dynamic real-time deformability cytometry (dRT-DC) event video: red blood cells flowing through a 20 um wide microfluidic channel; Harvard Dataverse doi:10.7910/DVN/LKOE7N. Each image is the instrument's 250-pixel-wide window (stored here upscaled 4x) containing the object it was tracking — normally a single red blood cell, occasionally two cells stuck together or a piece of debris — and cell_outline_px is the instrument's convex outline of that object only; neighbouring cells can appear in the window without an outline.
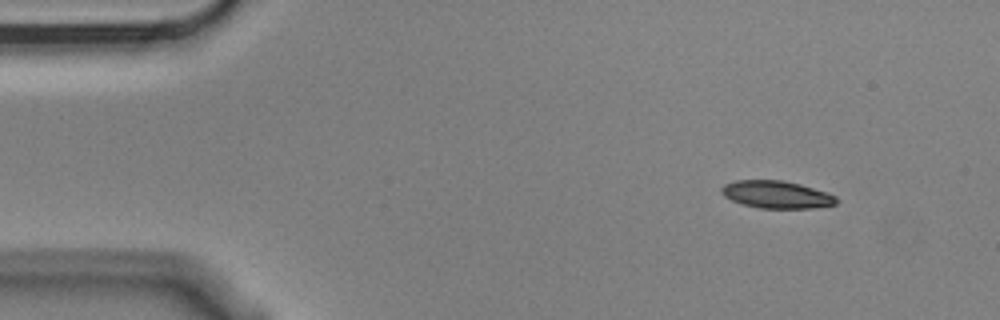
{"species": "Egyptian fruit bat (a non-hibernating species)", "species_latin": "Rousettus aegyptiacus", "temperature_condition": "cold", "stored_images_in_passage": 6, "camera_frame_rate_fps": 3000, "um_per_image_px": 0.085, "animal": {"sex": "male"}, "frame": {"image": 1, "passage_image": 1, "time_ms": 0.0, "image_size_px": [1000, 320], "cell_outline_px": [[840, 200], [836, 204], [812, 208], [760, 208], [744, 204], [732, 200], [724, 196], [720, 192], [720, 188], [724, 184], [736, 180], [784, 180], [800, 184], [828, 192], [836, 196]], "centroid_in_image_um": [66.03, 16.53], "position_along_channel_um": 19.0, "area_um2": 18.5}}
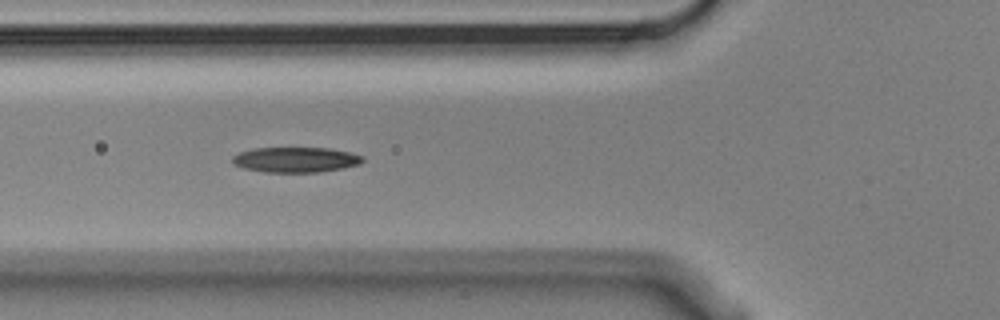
{"frame": {"image": 2, "passage_image": 5, "time_ms": 1.333, "image_size_px": [1000, 320], "cell_outline_px": [[364, 160], [360, 164], [344, 168], [320, 172], [264, 172], [244, 168], [232, 164], [232, 156], [240, 152], [256, 148], [328, 148], [348, 152], [364, 156]], "centroid_in_image_um": [25.13, 13.58], "position_along_channel_um": 100.7, "area_um2": 19.19}}
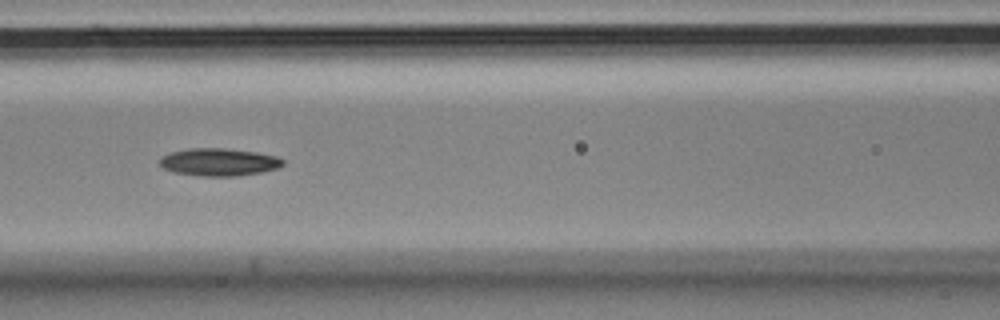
{"frame": {"image": 3, "passage_image": 6, "time_ms": 1.667, "image_size_px": [1000, 320], "cell_outline_px": [[284, 164], [276, 168], [260, 172], [236, 176], [200, 176], [172, 172], [164, 168], [160, 164], [160, 160], [164, 156], [172, 152], [188, 148], [224, 148], [256, 152], [272, 156], [284, 160]], "centroid_in_image_um": [18.58, 13.78], "position_along_channel_um": 148.0, "area_um2": 19.54}}